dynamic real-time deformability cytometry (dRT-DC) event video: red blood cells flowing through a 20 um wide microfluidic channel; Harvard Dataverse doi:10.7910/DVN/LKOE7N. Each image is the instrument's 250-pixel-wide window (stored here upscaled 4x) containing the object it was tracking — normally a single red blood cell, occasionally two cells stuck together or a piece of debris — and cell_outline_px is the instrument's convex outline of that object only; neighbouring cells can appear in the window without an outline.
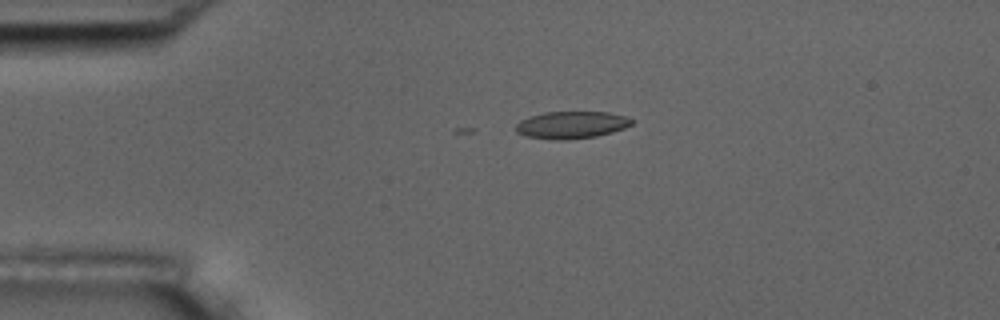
{"species": "common noctule bat (a hibernating species)", "species_latin": "Nyctalus noctula", "temperature_condition": "room temperature", "stored_images_in_passage": 2, "camera_frame_rate_fps": 3000, "um_per_image_px": 0.085, "animal": {"sex": "male", "body_mass_g": 17.5, "forearm_length_mm": 52.3}, "frame": {"image": 1, "passage_image": 1, "time_ms": 0.0, "image_size_px": [1000, 320], "cell_outline_px": [[636, 120], [632, 124], [624, 128], [612, 132], [596, 136], [568, 140], [556, 140], [528, 136], [516, 132], [516, 124], [520, 120], [528, 116], [544, 112], [608, 112], [624, 116]], "centroid_in_image_um": [48.58, 10.61], "position_along_channel_um": 36.4, "area_um2": 18.44}}